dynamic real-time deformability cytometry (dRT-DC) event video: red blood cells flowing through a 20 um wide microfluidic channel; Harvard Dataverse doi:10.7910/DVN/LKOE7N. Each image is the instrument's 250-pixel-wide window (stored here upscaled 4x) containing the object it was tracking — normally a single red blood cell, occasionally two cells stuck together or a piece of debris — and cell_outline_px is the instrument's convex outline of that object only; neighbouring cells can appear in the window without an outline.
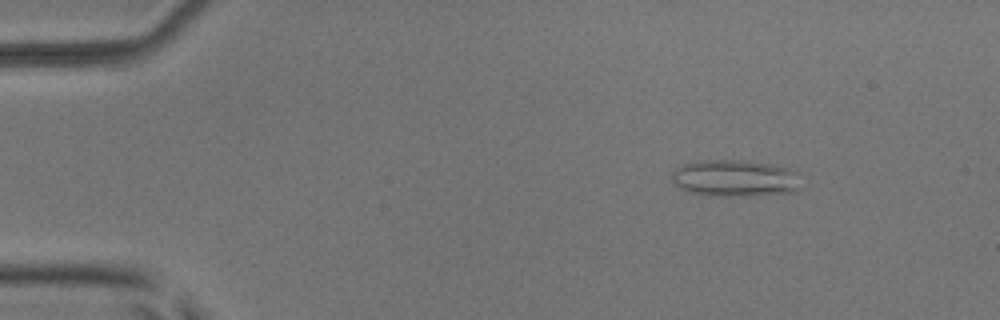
{"species": "common noctule bat (a hibernating species)", "species_latin": "Nyctalus noctula", "temperature_condition": "room temperature", "stored_images_in_passage": 5, "camera_frame_rate_fps": 3000, "um_per_image_px": 0.085, "animal": {"sex": "male", "body_mass_g": 17.9, "forearm_length_mm": 54.2}, "frame": {"image": 1, "passage_image": 2, "time_ms": 1.0, "image_size_px": [1000, 320], "cell_outline_px": [[800, 188], [796, 192], [732, 196], [716, 196], [688, 192], [680, 188], [672, 180], [672, 172], [680, 164], [700, 160], [744, 160], [772, 164], [792, 168], [796, 172]], "centroid_in_image_um": [62.46, 15.13], "position_along_channel_um": 22.5, "area_um2": 27.86}}
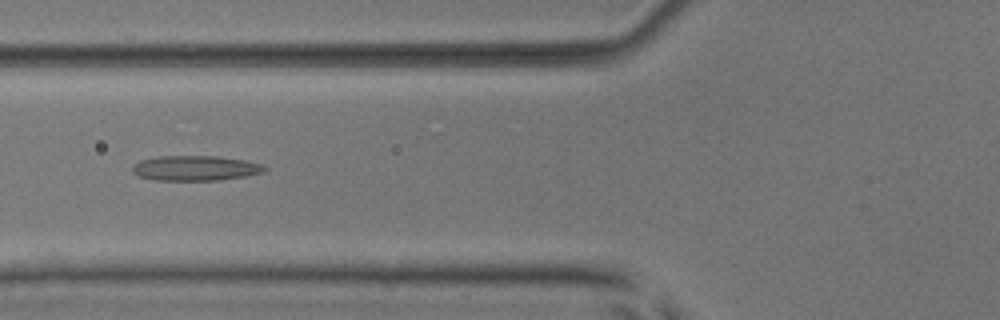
{"frame": {"image": 2, "passage_image": 5, "time_ms": 5.333, "image_size_px": [1000, 320], "cell_outline_px": [[268, 168], [264, 172], [244, 176], [220, 180], [152, 180], [140, 176], [132, 172], [132, 164], [140, 160], [160, 156], [216, 156], [244, 160], [260, 164]], "centroid_in_image_um": [16.57, 14.29], "position_along_channel_um": 109.2, "area_um2": 19.25}}